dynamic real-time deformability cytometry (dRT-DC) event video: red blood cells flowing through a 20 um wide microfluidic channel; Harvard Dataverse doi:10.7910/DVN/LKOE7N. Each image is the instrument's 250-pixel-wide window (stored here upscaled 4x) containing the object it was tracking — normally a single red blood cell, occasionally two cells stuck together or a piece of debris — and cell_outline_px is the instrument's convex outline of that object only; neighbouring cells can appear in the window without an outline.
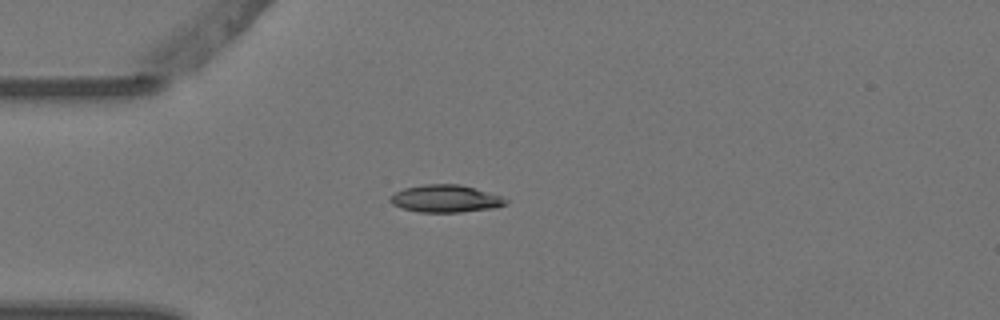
{"species": "Egyptian fruit bat (a non-hibernating species)", "species_latin": "Rousettus aegyptiacus", "temperature_condition": "warm", "stored_images_in_passage": 3, "camera_frame_rate_fps": 3000, "um_per_image_px": 0.085, "animal": {"sex": "female"}, "frame": {"image": 1, "passage_image": 3, "time_ms": 0.667, "image_size_px": [1000, 320], "cell_outline_px": [[508, 204], [496, 208], [460, 212], [420, 212], [400, 208], [392, 204], [388, 200], [388, 196], [404, 188], [424, 184], [460, 184], [500, 196], [508, 200]], "centroid_in_image_um": [37.84, 16.89], "position_along_channel_um": 47.2, "area_um2": 18.55}}